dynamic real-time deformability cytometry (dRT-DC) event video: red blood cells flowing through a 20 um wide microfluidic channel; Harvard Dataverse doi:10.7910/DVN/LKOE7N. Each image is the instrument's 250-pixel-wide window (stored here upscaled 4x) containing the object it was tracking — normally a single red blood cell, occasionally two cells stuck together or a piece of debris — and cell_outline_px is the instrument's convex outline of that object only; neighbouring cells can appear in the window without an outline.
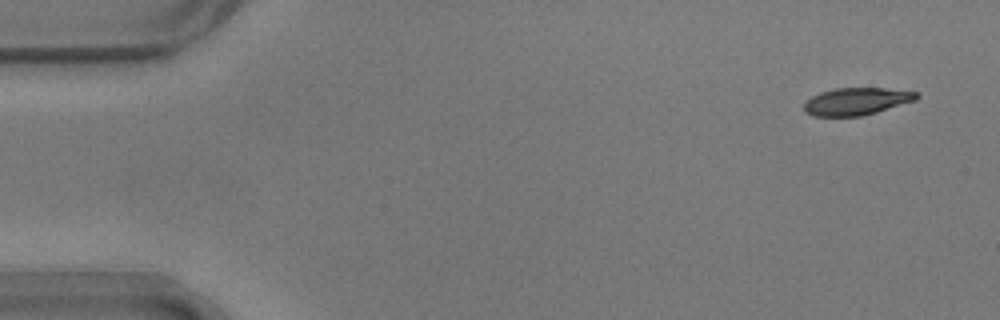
{"species": "common noctule bat (a hibernating species)", "species_latin": "Nyctalus noctula", "temperature_condition": "warm", "stored_images_in_passage": 5, "camera_frame_rate_fps": 3000, "um_per_image_px": 0.085, "animal": {"sex": "male", "body_mass_g": 17.9}, "frame": {"image": 1, "passage_image": 1, "time_ms": 0.0, "image_size_px": [1000, 320], "cell_outline_px": [[920, 96], [916, 100], [876, 112], [860, 116], [812, 116], [804, 112], [804, 100], [820, 92], [836, 88], [884, 88], [916, 92]], "centroid_in_image_um": [72.76, 8.61], "position_along_channel_um": 12.2, "area_um2": 17.92}}